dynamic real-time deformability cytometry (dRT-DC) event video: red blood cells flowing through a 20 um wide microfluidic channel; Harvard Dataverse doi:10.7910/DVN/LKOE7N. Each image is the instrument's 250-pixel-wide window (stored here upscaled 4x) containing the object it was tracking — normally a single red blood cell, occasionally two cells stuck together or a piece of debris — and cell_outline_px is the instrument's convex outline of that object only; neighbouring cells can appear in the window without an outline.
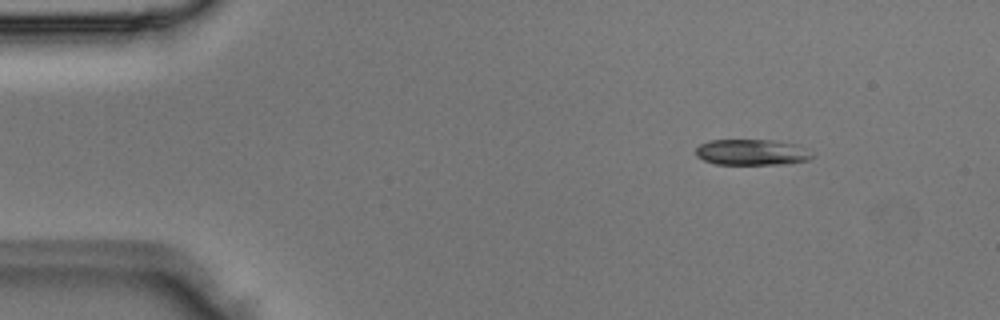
{"species": "Egyptian fruit bat (a non-hibernating species)", "species_latin": "Rousettus aegyptiacus", "temperature_condition": "room temperature", "stored_images_in_passage": 3, "camera_frame_rate_fps": 3000, "um_per_image_px": 0.085, "animal": {"sex": "male"}, "frame": {"image": 1, "passage_image": 1, "time_ms": 0.0, "image_size_px": [1000, 320], "cell_outline_px": [[816, 156], [808, 160], [784, 164], [716, 164], [704, 160], [696, 156], [696, 148], [700, 144], [712, 140], [772, 140], [796, 144]], "centroid_in_image_um": [63.9, 12.94], "position_along_channel_um": 21.1, "area_um2": 17.46}}